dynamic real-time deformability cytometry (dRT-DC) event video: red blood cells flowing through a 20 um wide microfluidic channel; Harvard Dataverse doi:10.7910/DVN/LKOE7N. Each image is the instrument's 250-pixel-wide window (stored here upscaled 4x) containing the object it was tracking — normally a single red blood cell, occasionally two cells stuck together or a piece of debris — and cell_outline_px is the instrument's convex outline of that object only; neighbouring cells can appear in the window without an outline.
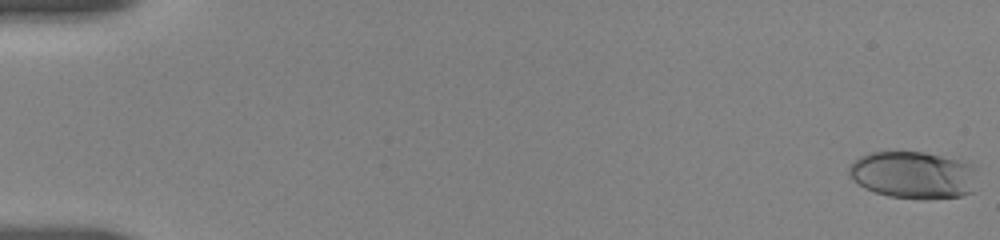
{"species": "human", "species_latin": "Homo sapiens", "temperature_condition": "room temperature", "stored_images_in_passage": 6, "camera_frame_rate_fps": 3000, "um_per_image_px": 0.085, "donor": {"sex": "female"}, "frame": {"image": 1, "passage_image": 1, "time_ms": 0.0, "image_size_px": [1000, 240], "cell_outline_px": [[976, 168], [972, 192], [960, 196], [888, 196], [864, 188], [852, 180], [848, 176], [848, 164], [860, 156], [872, 152], [924, 152], [972, 164]], "centroid_in_image_um": [77.55, 14.82], "position_along_channel_um": 7.5, "area_um2": 34.45}}
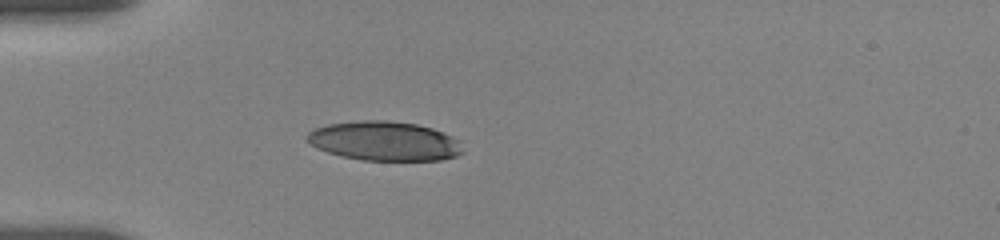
{"frame": {"image": 2, "passage_image": 6, "time_ms": 5.333, "image_size_px": [1000, 240], "cell_outline_px": [[464, 152], [456, 156], [440, 160], [360, 160], [340, 156], [316, 148], [304, 136], [308, 132], [316, 128], [328, 124], [360, 120], [384, 120], [416, 124], [432, 128], [444, 132], [460, 140]], "centroid_in_image_um": [32.69, 11.99], "position_along_channel_um": 52.3, "area_um2": 35.84}}